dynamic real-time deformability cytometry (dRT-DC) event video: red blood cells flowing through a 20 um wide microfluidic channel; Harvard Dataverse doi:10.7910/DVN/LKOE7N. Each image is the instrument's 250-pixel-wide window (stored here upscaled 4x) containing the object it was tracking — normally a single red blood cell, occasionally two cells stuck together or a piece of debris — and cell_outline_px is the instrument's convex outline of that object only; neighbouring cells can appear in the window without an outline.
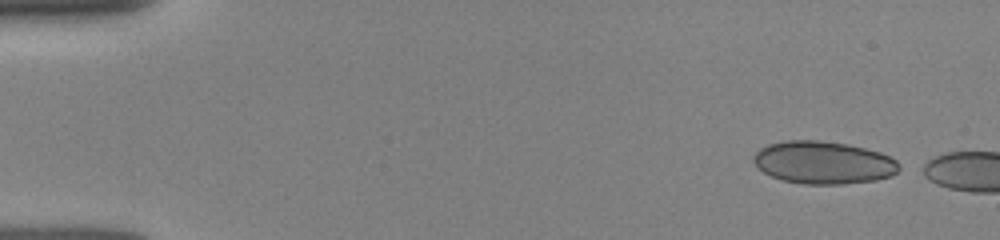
{"species": "human", "species_latin": "Homo sapiens", "temperature_condition": "room temperature", "stored_images_in_passage": 5, "camera_frame_rate_fps": 3000, "um_per_image_px": 0.085, "donor": {"sex": "female"}, "frame": {"image": 1, "passage_image": 1, "time_ms": 0.0, "image_size_px": [1000, 240], "cell_outline_px": [[900, 168], [892, 176], [876, 180], [840, 184], [804, 184], [780, 180], [764, 172], [752, 160], [752, 156], [760, 148], [768, 144], [788, 140], [820, 140], [848, 144], [880, 152], [896, 160], [900, 164]], "centroid_in_image_um": [69.99, 13.81], "position_along_channel_um": 15.0, "area_um2": 36.24}}